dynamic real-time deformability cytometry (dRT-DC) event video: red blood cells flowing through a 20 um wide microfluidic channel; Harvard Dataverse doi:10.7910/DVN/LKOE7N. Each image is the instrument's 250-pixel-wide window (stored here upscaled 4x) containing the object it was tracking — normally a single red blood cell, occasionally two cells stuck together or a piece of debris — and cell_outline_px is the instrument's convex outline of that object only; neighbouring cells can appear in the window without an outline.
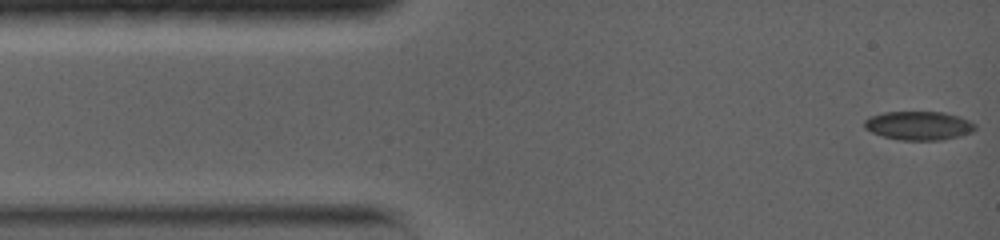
{"species": "common noctule bat (a hibernating species)", "species_latin": "Nyctalus noctula", "temperature_condition": "warm", "stored_images_in_passage": 86, "camera_frame_rate_fps": 5000, "um_per_image_px": 0.085, "animal": {"sex": "female", "body_mass_g": 19.0, "forearm_length_mm": 56.7}, "frame": {"image": 1, "passage_image": 1, "time_ms": 0.0, "image_size_px": [1000, 240], "cell_outline_px": [[976, 128], [972, 132], [960, 136], [940, 140], [900, 140], [884, 136], [872, 132], [864, 128], [864, 120], [868, 116], [884, 112], [944, 112], [960, 116], [976, 124]], "centroid_in_image_um": [78.09, 10.67], "position_along_channel_um": 6.9, "area_um2": 18.67}}
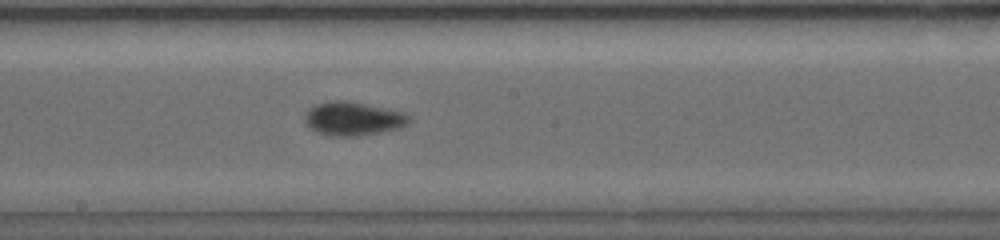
{"frame": {"image": 2, "passage_image": 39, "time_ms": 7.6, "image_size_px": [1000, 240], "cell_outline_px": [[412, 120], [408, 124], [400, 128], [360, 136], [332, 136], [316, 132], [308, 128], [304, 124], [304, 116], [308, 108], [316, 104], [336, 100], [348, 100], [404, 112]], "centroid_in_image_um": [29.98, 10.09], "position_along_channel_um": 218.2, "area_um2": 20.75}}
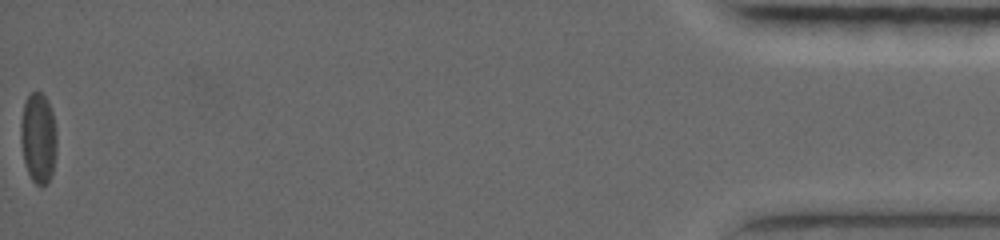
{"frame": {"image": 3, "passage_image": 86, "time_ms": 17.0, "image_size_px": [1000, 240], "cell_outline_px": [[56, 152], [52, 172], [48, 180], [44, 184], [36, 184], [32, 180], [28, 172], [24, 160], [20, 140], [20, 120], [24, 104], [28, 96], [36, 88], [48, 100], [52, 112], [56, 132]], "centroid_in_image_um": [3.24, 11.67], "position_along_channel_um": 432.0, "area_um2": 18.96}, "authors_computed_cell_mechanics": {"area_um2": 18.5538, "velocity_mm_per_s": 3.78, "shape_relaxation_time_tau1_ms": 4.1142, "shape_relaxation_time_tau2_ms": 1.5436, "deformation_change_tau1": 0.1057, "deformation_change_tau2": 0.0454}}